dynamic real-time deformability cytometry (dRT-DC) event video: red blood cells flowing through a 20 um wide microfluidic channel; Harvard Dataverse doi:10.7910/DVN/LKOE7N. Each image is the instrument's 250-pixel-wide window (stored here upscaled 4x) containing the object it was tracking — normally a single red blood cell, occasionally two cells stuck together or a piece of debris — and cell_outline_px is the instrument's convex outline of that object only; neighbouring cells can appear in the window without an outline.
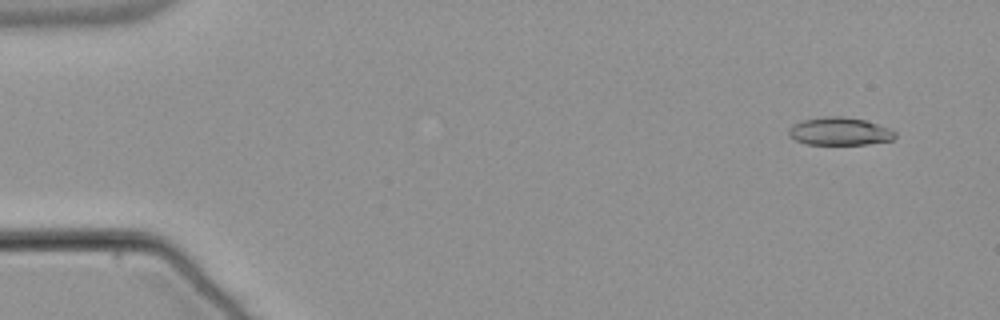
{"species": "common noctule bat (a hibernating species)", "species_latin": "Nyctalus noctula", "temperature_condition": "warm", "stored_images_in_passage": 54, "camera_frame_rate_fps": 3000, "um_per_image_px": 0.085, "animal": {"sex": "male", "body_mass_g": 21.5, "forearm_length_mm": 52.0}, "frame": {"image": 1, "passage_image": 4, "time_ms": 1.0, "image_size_px": [1000, 320], "cell_outline_px": [[896, 136], [892, 140], [868, 144], [808, 144], [796, 140], [788, 136], [788, 132], [796, 124], [804, 120], [824, 116], [840, 116], [864, 120], [888, 128], [896, 132]], "centroid_in_image_um": [71.39, 11.17], "position_along_channel_um": 13.6, "area_um2": 16.94}}
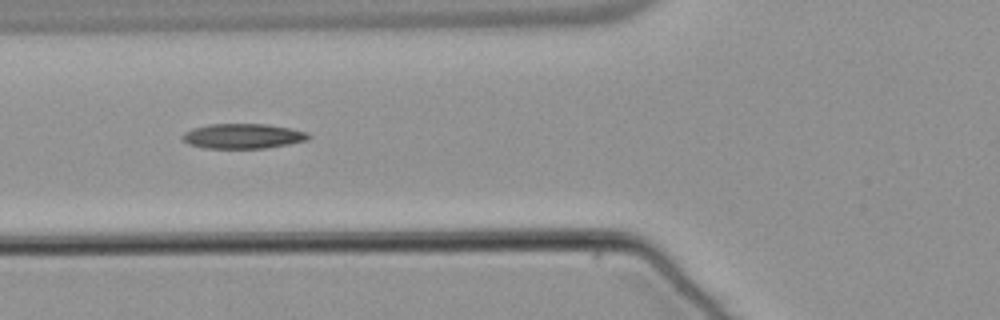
{"frame": {"image": 2, "passage_image": 21, "time_ms": 6.667, "image_size_px": [1000, 320], "cell_outline_px": [[312, 136], [308, 140], [288, 144], [264, 148], [204, 148], [188, 144], [184, 140], [184, 132], [192, 128], [208, 124], [264, 124], [292, 128], [308, 132]], "centroid_in_image_um": [20.68, 11.56], "position_along_channel_um": 105.1, "area_um2": 18.32}}
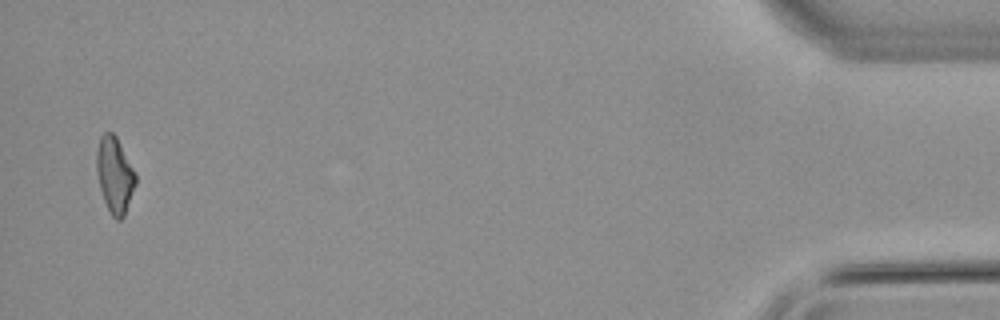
{"frame": {"image": 3, "passage_image": 53, "time_ms": 17.333, "image_size_px": [1000, 320], "cell_outline_px": [[136, 184], [124, 216], [120, 220], [116, 220], [112, 216], [104, 200], [100, 188], [96, 168], [96, 152], [100, 136], [104, 132], [112, 132], [116, 136], [136, 176]], "centroid_in_image_um": [9.73, 14.87], "position_along_channel_um": 425.5, "area_um2": 16.99}, "authors_computed_cell_mechanics": {"area_um2": 17.7446, "velocity_mm_per_s": 3.8194, "shape_relaxation_time_tau1_ms": null, "shape_relaxation_time_tau2_ms": 5.6713, "deformation_change_tau1": null, "deformation_change_tau2": 0.1686}}